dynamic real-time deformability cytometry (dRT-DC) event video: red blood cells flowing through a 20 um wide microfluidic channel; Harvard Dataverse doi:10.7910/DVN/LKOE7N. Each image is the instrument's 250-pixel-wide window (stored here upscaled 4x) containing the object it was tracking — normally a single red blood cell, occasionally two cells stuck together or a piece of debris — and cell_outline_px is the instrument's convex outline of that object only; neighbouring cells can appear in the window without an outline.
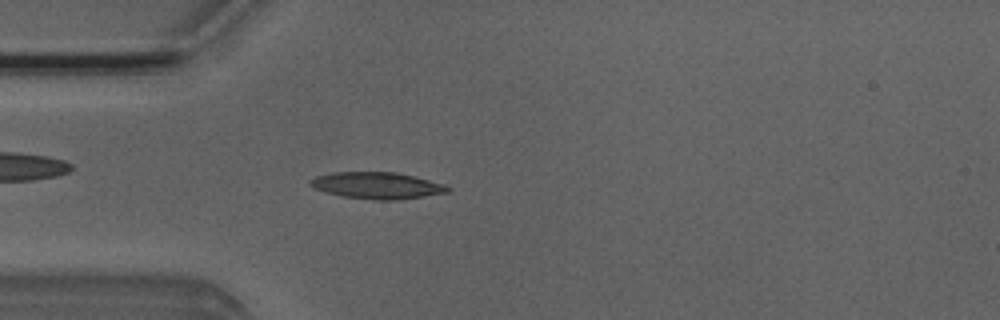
{"species": "Egyptian fruit bat (a non-hibernating species)", "species_latin": "Rousettus aegyptiacus", "temperature_condition": "room temperature", "stored_images_in_passage": 2, "camera_frame_rate_fps": 3000, "um_per_image_px": 0.085, "animal": {"sex": "male"}, "frame": {"image": 1, "passage_image": 2, "time_ms": 2.333, "image_size_px": [1000, 320], "cell_outline_px": [[452, 192], [396, 200], [372, 200], [340, 196], [324, 192], [312, 188], [308, 184], [308, 180], [316, 176], [332, 172], [396, 172], [444, 184], [452, 188]], "centroid_in_image_um": [32.01, 15.77], "position_along_channel_um": 53.0, "area_um2": 21.62}}